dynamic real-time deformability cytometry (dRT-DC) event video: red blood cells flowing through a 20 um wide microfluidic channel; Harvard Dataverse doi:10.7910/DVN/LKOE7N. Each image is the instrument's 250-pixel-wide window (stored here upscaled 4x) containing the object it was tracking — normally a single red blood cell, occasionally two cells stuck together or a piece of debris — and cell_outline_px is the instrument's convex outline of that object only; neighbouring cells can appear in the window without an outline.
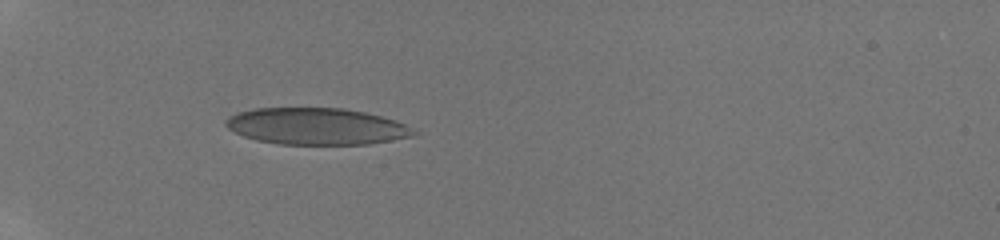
{"species": "human", "species_latin": "Homo sapiens", "temperature_condition": "room temperature", "stored_images_in_passage": 23, "camera_frame_rate_fps": 3000, "um_per_image_px": 0.085, "donor": {"sex": "male"}, "frame": {"image": 1, "passage_image": 3, "time_ms": 1.0, "image_size_px": [1000, 240], "cell_outline_px": [[416, 136], [368, 144], [280, 144], [256, 140], [244, 136], [228, 128], [224, 124], [224, 120], [228, 116], [236, 112], [252, 108], [344, 108], [364, 112], [396, 120], [412, 128], [416, 132]], "centroid_in_image_um": [26.87, 10.73], "position_along_channel_um": 58.1, "area_um2": 40.29}}
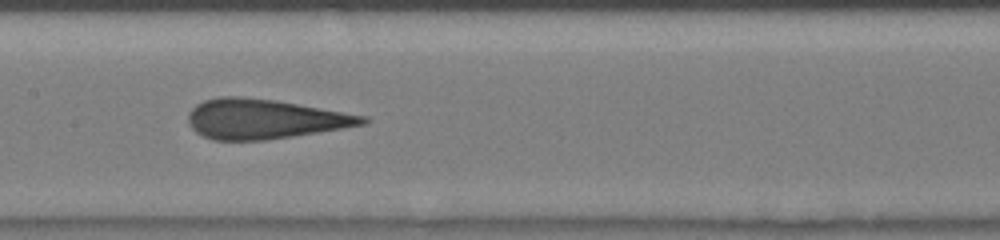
{"frame": {"image": 2, "passage_image": 10, "time_ms": 4.667, "image_size_px": [1000, 240], "cell_outline_px": [[372, 120], [364, 124], [344, 128], [292, 136], [264, 140], [212, 140], [196, 132], [188, 124], [188, 112], [196, 104], [204, 100], [220, 96], [240, 96], [276, 100], [368, 116]], "centroid_in_image_um": [22.47, 10.1], "position_along_channel_um": 184.9, "area_um2": 40.46}}
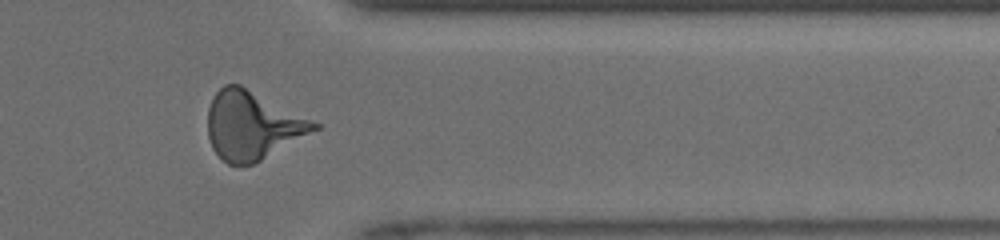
{"frame": {"image": 3, "passage_image": 19, "time_ms": 9.667, "image_size_px": [1000, 240], "cell_outline_px": [[320, 128], [260, 160], [252, 164], [228, 164], [212, 148], [208, 136], [208, 108], [216, 92], [224, 84], [240, 84], [320, 124]], "centroid_in_image_um": [21.43, 10.64], "position_along_channel_um": 390.0, "area_um2": 41.67}, "authors_computed_cell_mechanics": {"area_um2": 40.2288, "velocity_mm_per_s": 4.1707, "shape_relaxation_time_tau1_ms": 6.4269, "shape_relaxation_time_tau2_ms": 0.6643, "deformation_change_tau1": 0.2089, "deformation_change_tau2": 0.0782}}